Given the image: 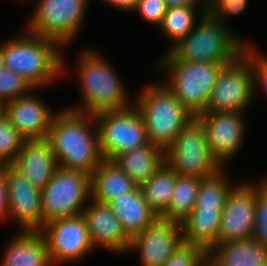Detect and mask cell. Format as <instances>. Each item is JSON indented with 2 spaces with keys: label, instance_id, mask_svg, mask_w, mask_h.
Instances as JSON below:
<instances>
[{
  "label": "cell",
  "instance_id": "cell-21",
  "mask_svg": "<svg viewBox=\"0 0 267 266\" xmlns=\"http://www.w3.org/2000/svg\"><path fill=\"white\" fill-rule=\"evenodd\" d=\"M5 248L0 266H52L40 231H22Z\"/></svg>",
  "mask_w": 267,
  "mask_h": 266
},
{
  "label": "cell",
  "instance_id": "cell-27",
  "mask_svg": "<svg viewBox=\"0 0 267 266\" xmlns=\"http://www.w3.org/2000/svg\"><path fill=\"white\" fill-rule=\"evenodd\" d=\"M224 169L202 179L193 211H223L228 196L235 187L226 178Z\"/></svg>",
  "mask_w": 267,
  "mask_h": 266
},
{
  "label": "cell",
  "instance_id": "cell-2",
  "mask_svg": "<svg viewBox=\"0 0 267 266\" xmlns=\"http://www.w3.org/2000/svg\"><path fill=\"white\" fill-rule=\"evenodd\" d=\"M61 47L64 49L53 39L24 32L3 42L5 67L20 75L35 90L46 87L66 71Z\"/></svg>",
  "mask_w": 267,
  "mask_h": 266
},
{
  "label": "cell",
  "instance_id": "cell-9",
  "mask_svg": "<svg viewBox=\"0 0 267 266\" xmlns=\"http://www.w3.org/2000/svg\"><path fill=\"white\" fill-rule=\"evenodd\" d=\"M91 198V175L58 167L41 191L43 226L56 219L82 214L86 199Z\"/></svg>",
  "mask_w": 267,
  "mask_h": 266
},
{
  "label": "cell",
  "instance_id": "cell-6",
  "mask_svg": "<svg viewBox=\"0 0 267 266\" xmlns=\"http://www.w3.org/2000/svg\"><path fill=\"white\" fill-rule=\"evenodd\" d=\"M159 60L156 67L169 74L164 83L177 99L195 116L204 112L224 65L179 60L171 51Z\"/></svg>",
  "mask_w": 267,
  "mask_h": 266
},
{
  "label": "cell",
  "instance_id": "cell-1",
  "mask_svg": "<svg viewBox=\"0 0 267 266\" xmlns=\"http://www.w3.org/2000/svg\"><path fill=\"white\" fill-rule=\"evenodd\" d=\"M47 140L51 144L58 167L63 169L80 170L92 175L104 160L92 114L68 108L58 111L53 118Z\"/></svg>",
  "mask_w": 267,
  "mask_h": 266
},
{
  "label": "cell",
  "instance_id": "cell-26",
  "mask_svg": "<svg viewBox=\"0 0 267 266\" xmlns=\"http://www.w3.org/2000/svg\"><path fill=\"white\" fill-rule=\"evenodd\" d=\"M177 173L166 163L140 187L150 209L162 217L168 210L175 188Z\"/></svg>",
  "mask_w": 267,
  "mask_h": 266
},
{
  "label": "cell",
  "instance_id": "cell-30",
  "mask_svg": "<svg viewBox=\"0 0 267 266\" xmlns=\"http://www.w3.org/2000/svg\"><path fill=\"white\" fill-rule=\"evenodd\" d=\"M26 139L10 124L9 119L0 116V165H11Z\"/></svg>",
  "mask_w": 267,
  "mask_h": 266
},
{
  "label": "cell",
  "instance_id": "cell-41",
  "mask_svg": "<svg viewBox=\"0 0 267 266\" xmlns=\"http://www.w3.org/2000/svg\"><path fill=\"white\" fill-rule=\"evenodd\" d=\"M3 114V105L0 104V116Z\"/></svg>",
  "mask_w": 267,
  "mask_h": 266
},
{
  "label": "cell",
  "instance_id": "cell-35",
  "mask_svg": "<svg viewBox=\"0 0 267 266\" xmlns=\"http://www.w3.org/2000/svg\"><path fill=\"white\" fill-rule=\"evenodd\" d=\"M167 8L164 0H138L134 11L138 12L145 22L159 27Z\"/></svg>",
  "mask_w": 267,
  "mask_h": 266
},
{
  "label": "cell",
  "instance_id": "cell-31",
  "mask_svg": "<svg viewBox=\"0 0 267 266\" xmlns=\"http://www.w3.org/2000/svg\"><path fill=\"white\" fill-rule=\"evenodd\" d=\"M34 88L20 75L0 66V104L28 94Z\"/></svg>",
  "mask_w": 267,
  "mask_h": 266
},
{
  "label": "cell",
  "instance_id": "cell-23",
  "mask_svg": "<svg viewBox=\"0 0 267 266\" xmlns=\"http://www.w3.org/2000/svg\"><path fill=\"white\" fill-rule=\"evenodd\" d=\"M112 162L141 186L164 164L165 151L149 142L117 155Z\"/></svg>",
  "mask_w": 267,
  "mask_h": 266
},
{
  "label": "cell",
  "instance_id": "cell-36",
  "mask_svg": "<svg viewBox=\"0 0 267 266\" xmlns=\"http://www.w3.org/2000/svg\"><path fill=\"white\" fill-rule=\"evenodd\" d=\"M254 47H252V67L254 71V86L255 93L257 87H262L265 91V96H267V56H262L257 52ZM259 54V55H258Z\"/></svg>",
  "mask_w": 267,
  "mask_h": 266
},
{
  "label": "cell",
  "instance_id": "cell-16",
  "mask_svg": "<svg viewBox=\"0 0 267 266\" xmlns=\"http://www.w3.org/2000/svg\"><path fill=\"white\" fill-rule=\"evenodd\" d=\"M6 183L9 218L18 222L22 231H39L43 227L41 191L12 165H6Z\"/></svg>",
  "mask_w": 267,
  "mask_h": 266
},
{
  "label": "cell",
  "instance_id": "cell-32",
  "mask_svg": "<svg viewBox=\"0 0 267 266\" xmlns=\"http://www.w3.org/2000/svg\"><path fill=\"white\" fill-rule=\"evenodd\" d=\"M163 266H208L207 250L183 242Z\"/></svg>",
  "mask_w": 267,
  "mask_h": 266
},
{
  "label": "cell",
  "instance_id": "cell-3",
  "mask_svg": "<svg viewBox=\"0 0 267 266\" xmlns=\"http://www.w3.org/2000/svg\"><path fill=\"white\" fill-rule=\"evenodd\" d=\"M77 60V80L82 89L83 104L73 108L70 106L68 109L94 115L102 111L124 109L134 104L130 103L127 90L112 65L100 53L86 49Z\"/></svg>",
  "mask_w": 267,
  "mask_h": 266
},
{
  "label": "cell",
  "instance_id": "cell-15",
  "mask_svg": "<svg viewBox=\"0 0 267 266\" xmlns=\"http://www.w3.org/2000/svg\"><path fill=\"white\" fill-rule=\"evenodd\" d=\"M183 242L181 223L158 217L131 239L129 251L139 252L141 266H163Z\"/></svg>",
  "mask_w": 267,
  "mask_h": 266
},
{
  "label": "cell",
  "instance_id": "cell-11",
  "mask_svg": "<svg viewBox=\"0 0 267 266\" xmlns=\"http://www.w3.org/2000/svg\"><path fill=\"white\" fill-rule=\"evenodd\" d=\"M88 0H38L27 31L66 47L78 35Z\"/></svg>",
  "mask_w": 267,
  "mask_h": 266
},
{
  "label": "cell",
  "instance_id": "cell-33",
  "mask_svg": "<svg viewBox=\"0 0 267 266\" xmlns=\"http://www.w3.org/2000/svg\"><path fill=\"white\" fill-rule=\"evenodd\" d=\"M255 232L253 238L267 246V178L257 183L255 210Z\"/></svg>",
  "mask_w": 267,
  "mask_h": 266
},
{
  "label": "cell",
  "instance_id": "cell-40",
  "mask_svg": "<svg viewBox=\"0 0 267 266\" xmlns=\"http://www.w3.org/2000/svg\"><path fill=\"white\" fill-rule=\"evenodd\" d=\"M0 66H5V57L3 54V43L0 44Z\"/></svg>",
  "mask_w": 267,
  "mask_h": 266
},
{
  "label": "cell",
  "instance_id": "cell-25",
  "mask_svg": "<svg viewBox=\"0 0 267 266\" xmlns=\"http://www.w3.org/2000/svg\"><path fill=\"white\" fill-rule=\"evenodd\" d=\"M222 211H192L181 222L183 240L207 251L218 243Z\"/></svg>",
  "mask_w": 267,
  "mask_h": 266
},
{
  "label": "cell",
  "instance_id": "cell-5",
  "mask_svg": "<svg viewBox=\"0 0 267 266\" xmlns=\"http://www.w3.org/2000/svg\"><path fill=\"white\" fill-rule=\"evenodd\" d=\"M199 24L170 51L184 61L227 65L243 52L246 42L223 25L209 11L200 13Z\"/></svg>",
  "mask_w": 267,
  "mask_h": 266
},
{
  "label": "cell",
  "instance_id": "cell-18",
  "mask_svg": "<svg viewBox=\"0 0 267 266\" xmlns=\"http://www.w3.org/2000/svg\"><path fill=\"white\" fill-rule=\"evenodd\" d=\"M90 204L82 212L95 250L103 247L117 254L127 253L130 249L131 239L124 232L120 221L108 204L90 200Z\"/></svg>",
  "mask_w": 267,
  "mask_h": 266
},
{
  "label": "cell",
  "instance_id": "cell-22",
  "mask_svg": "<svg viewBox=\"0 0 267 266\" xmlns=\"http://www.w3.org/2000/svg\"><path fill=\"white\" fill-rule=\"evenodd\" d=\"M108 205L130 239L141 233L158 218L146 202L140 186Z\"/></svg>",
  "mask_w": 267,
  "mask_h": 266
},
{
  "label": "cell",
  "instance_id": "cell-34",
  "mask_svg": "<svg viewBox=\"0 0 267 266\" xmlns=\"http://www.w3.org/2000/svg\"><path fill=\"white\" fill-rule=\"evenodd\" d=\"M249 0H207V11H209L223 25L225 15H239L246 11ZM224 15V16H223Z\"/></svg>",
  "mask_w": 267,
  "mask_h": 266
},
{
  "label": "cell",
  "instance_id": "cell-28",
  "mask_svg": "<svg viewBox=\"0 0 267 266\" xmlns=\"http://www.w3.org/2000/svg\"><path fill=\"white\" fill-rule=\"evenodd\" d=\"M201 181V178L177 174L169 208L162 217L181 223L195 208Z\"/></svg>",
  "mask_w": 267,
  "mask_h": 266
},
{
  "label": "cell",
  "instance_id": "cell-17",
  "mask_svg": "<svg viewBox=\"0 0 267 266\" xmlns=\"http://www.w3.org/2000/svg\"><path fill=\"white\" fill-rule=\"evenodd\" d=\"M3 114L26 140H33L47 139L56 112L30 91L5 103Z\"/></svg>",
  "mask_w": 267,
  "mask_h": 266
},
{
  "label": "cell",
  "instance_id": "cell-24",
  "mask_svg": "<svg viewBox=\"0 0 267 266\" xmlns=\"http://www.w3.org/2000/svg\"><path fill=\"white\" fill-rule=\"evenodd\" d=\"M136 187L133 180L109 160L104 159L91 175V199L99 203L109 204Z\"/></svg>",
  "mask_w": 267,
  "mask_h": 266
},
{
  "label": "cell",
  "instance_id": "cell-37",
  "mask_svg": "<svg viewBox=\"0 0 267 266\" xmlns=\"http://www.w3.org/2000/svg\"><path fill=\"white\" fill-rule=\"evenodd\" d=\"M9 218V198L6 183V165H0V218Z\"/></svg>",
  "mask_w": 267,
  "mask_h": 266
},
{
  "label": "cell",
  "instance_id": "cell-13",
  "mask_svg": "<svg viewBox=\"0 0 267 266\" xmlns=\"http://www.w3.org/2000/svg\"><path fill=\"white\" fill-rule=\"evenodd\" d=\"M256 202L257 184L243 181L235 185L222 211L218 243L253 238Z\"/></svg>",
  "mask_w": 267,
  "mask_h": 266
},
{
  "label": "cell",
  "instance_id": "cell-20",
  "mask_svg": "<svg viewBox=\"0 0 267 266\" xmlns=\"http://www.w3.org/2000/svg\"><path fill=\"white\" fill-rule=\"evenodd\" d=\"M208 266H267V246L254 238L217 243L207 251Z\"/></svg>",
  "mask_w": 267,
  "mask_h": 266
},
{
  "label": "cell",
  "instance_id": "cell-8",
  "mask_svg": "<svg viewBox=\"0 0 267 266\" xmlns=\"http://www.w3.org/2000/svg\"><path fill=\"white\" fill-rule=\"evenodd\" d=\"M165 162L181 176L207 178L223 167L209 150L205 127L194 117L165 150Z\"/></svg>",
  "mask_w": 267,
  "mask_h": 266
},
{
  "label": "cell",
  "instance_id": "cell-19",
  "mask_svg": "<svg viewBox=\"0 0 267 266\" xmlns=\"http://www.w3.org/2000/svg\"><path fill=\"white\" fill-rule=\"evenodd\" d=\"M11 165L40 191L58 168L56 157L47 139L25 140Z\"/></svg>",
  "mask_w": 267,
  "mask_h": 266
},
{
  "label": "cell",
  "instance_id": "cell-38",
  "mask_svg": "<svg viewBox=\"0 0 267 266\" xmlns=\"http://www.w3.org/2000/svg\"><path fill=\"white\" fill-rule=\"evenodd\" d=\"M107 4L114 6L125 11H134L137 5L138 0H105Z\"/></svg>",
  "mask_w": 267,
  "mask_h": 266
},
{
  "label": "cell",
  "instance_id": "cell-10",
  "mask_svg": "<svg viewBox=\"0 0 267 266\" xmlns=\"http://www.w3.org/2000/svg\"><path fill=\"white\" fill-rule=\"evenodd\" d=\"M103 159L112 161L117 155L149 143L142 115L135 106L98 112L93 115Z\"/></svg>",
  "mask_w": 267,
  "mask_h": 266
},
{
  "label": "cell",
  "instance_id": "cell-29",
  "mask_svg": "<svg viewBox=\"0 0 267 266\" xmlns=\"http://www.w3.org/2000/svg\"><path fill=\"white\" fill-rule=\"evenodd\" d=\"M196 9H200L201 13L207 11V6H182L170 7L163 17L162 23L159 26L160 30L165 33L172 42L170 51L176 44H178L191 30L197 25L196 23Z\"/></svg>",
  "mask_w": 267,
  "mask_h": 266
},
{
  "label": "cell",
  "instance_id": "cell-39",
  "mask_svg": "<svg viewBox=\"0 0 267 266\" xmlns=\"http://www.w3.org/2000/svg\"><path fill=\"white\" fill-rule=\"evenodd\" d=\"M168 8L170 7H182V6H207V0H164Z\"/></svg>",
  "mask_w": 267,
  "mask_h": 266
},
{
  "label": "cell",
  "instance_id": "cell-12",
  "mask_svg": "<svg viewBox=\"0 0 267 266\" xmlns=\"http://www.w3.org/2000/svg\"><path fill=\"white\" fill-rule=\"evenodd\" d=\"M39 231L45 237L49 258L54 266L79 261L94 251L82 214L53 220Z\"/></svg>",
  "mask_w": 267,
  "mask_h": 266
},
{
  "label": "cell",
  "instance_id": "cell-4",
  "mask_svg": "<svg viewBox=\"0 0 267 266\" xmlns=\"http://www.w3.org/2000/svg\"><path fill=\"white\" fill-rule=\"evenodd\" d=\"M134 100L144 119L148 141L164 151L196 117L177 99L164 81L149 85Z\"/></svg>",
  "mask_w": 267,
  "mask_h": 266
},
{
  "label": "cell",
  "instance_id": "cell-14",
  "mask_svg": "<svg viewBox=\"0 0 267 266\" xmlns=\"http://www.w3.org/2000/svg\"><path fill=\"white\" fill-rule=\"evenodd\" d=\"M244 114L220 111L202 112L196 116L205 127L209 150L222 167L238 153L243 143L246 132Z\"/></svg>",
  "mask_w": 267,
  "mask_h": 266
},
{
  "label": "cell",
  "instance_id": "cell-7",
  "mask_svg": "<svg viewBox=\"0 0 267 266\" xmlns=\"http://www.w3.org/2000/svg\"><path fill=\"white\" fill-rule=\"evenodd\" d=\"M251 46L247 42L243 52L223 66L204 112L244 113L250 106L255 95Z\"/></svg>",
  "mask_w": 267,
  "mask_h": 266
}]
</instances>
